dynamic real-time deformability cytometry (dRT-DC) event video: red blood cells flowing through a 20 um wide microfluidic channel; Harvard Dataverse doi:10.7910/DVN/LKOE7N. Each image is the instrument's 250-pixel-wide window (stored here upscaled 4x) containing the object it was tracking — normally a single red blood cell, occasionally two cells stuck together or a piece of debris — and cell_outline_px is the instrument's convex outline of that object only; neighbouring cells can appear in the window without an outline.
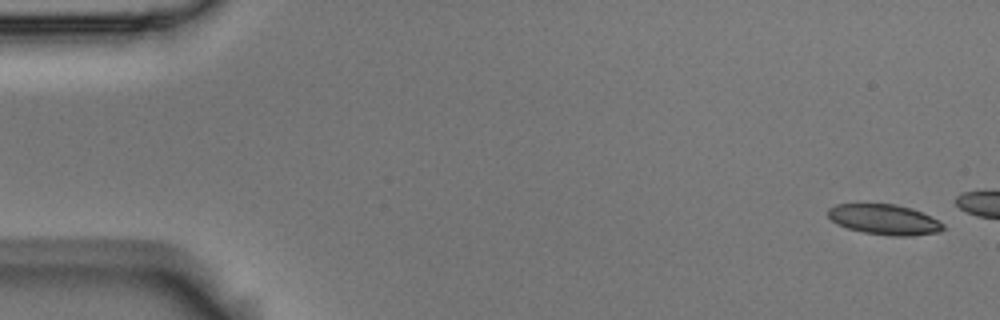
{"species": "Egyptian fruit bat (a non-hibernating species)", "species_latin": "Rousettus aegyptiacus", "temperature_condition": "room temperature", "stored_images_in_passage": 3, "camera_frame_rate_fps": 3000, "um_per_image_px": 0.085, "animal": {"sex": "male"}, "frame": {"image": 1, "passage_image": 1, "time_ms": 0.0, "image_size_px": [1000, 320], "cell_outline_px": [[944, 228], [940, 232], [912, 236], [892, 236], [864, 232], [848, 228], [836, 224], [828, 216], [828, 208], [836, 204], [892, 204], [908, 208], [920, 212], [944, 224]], "centroid_in_image_um": [75.14, 18.67], "position_along_channel_um": 9.9, "area_um2": 20.06}}